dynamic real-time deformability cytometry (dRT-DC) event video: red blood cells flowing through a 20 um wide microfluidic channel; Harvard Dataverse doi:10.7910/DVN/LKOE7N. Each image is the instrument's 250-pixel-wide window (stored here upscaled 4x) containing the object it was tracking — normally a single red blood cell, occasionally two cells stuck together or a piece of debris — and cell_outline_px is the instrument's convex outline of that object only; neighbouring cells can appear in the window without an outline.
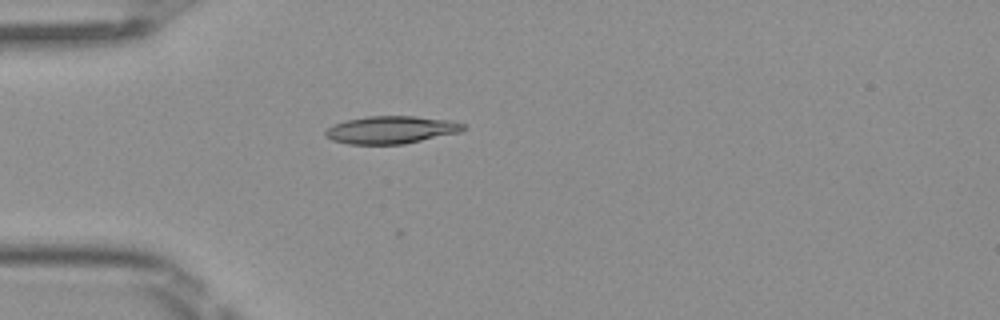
{"species": "Egyptian fruit bat (a non-hibernating species)", "species_latin": "Rousettus aegyptiacus", "temperature_condition": "room temperature", "stored_images_in_passage": 28, "camera_frame_rate_fps": 3000, "um_per_image_px": 0.085, "frame": {"image": 1, "passage_image": 1, "time_ms": 0.0, "image_size_px": [1000, 320], "cell_outline_px": [[464, 128], [460, 132], [404, 144], [348, 144], [332, 140], [324, 136], [324, 132], [332, 124], [344, 120], [368, 116], [416, 116], [452, 120], [464, 124]], "centroid_in_image_um": [33.21, 11.03], "position_along_channel_um": 51.8, "area_um2": 22.31}}
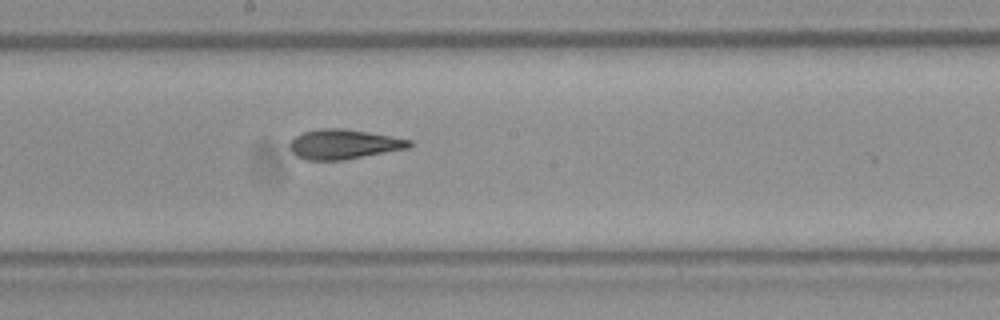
{"frame": {"image": 2, "passage_image": 14, "time_ms": 4.333, "image_size_px": [1000, 320], "cell_outline_px": [[412, 144], [408, 148], [344, 160], [304, 160], [296, 156], [288, 148], [288, 144], [296, 136], [304, 132], [320, 128], [344, 128], [368, 132], [412, 140]], "centroid_in_image_um": [29.18, 12.26], "position_along_channel_um": 219.0, "area_um2": 20.75}}
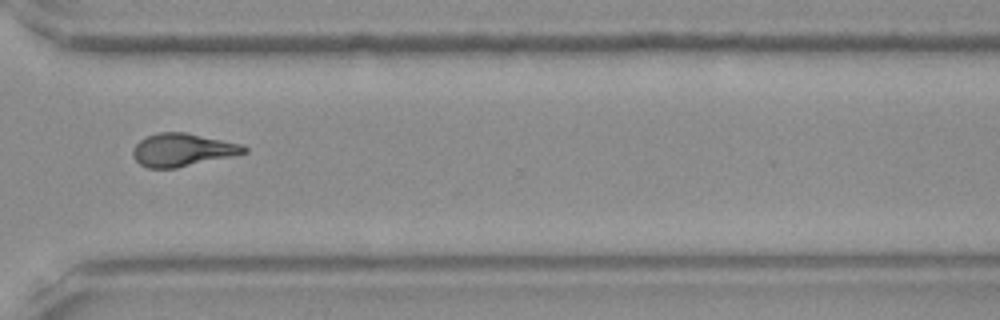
{"frame": {"image": 3, "passage_image": 24, "time_ms": 7.667, "image_size_px": [1000, 320], "cell_outline_px": [[248, 152], [176, 168], [148, 168], [140, 164], [132, 156], [132, 152], [136, 144], [140, 140], [148, 136], [160, 132], [184, 132], [240, 144], [248, 148]], "centroid_in_image_um": [15.47, 12.74], "position_along_channel_um": 355.1, "area_um2": 20.92}, "authors_computed_cell_mechanics": {"area_um2": 21.0392, "velocity_mm_per_s": 4.0831, "shape_relaxation_time_tau1_ms": 6.065, "shape_relaxation_time_tau2_ms": 2.4074, "deformation_change_tau1": 0.178, "deformation_change_tau2": 0.0954}}